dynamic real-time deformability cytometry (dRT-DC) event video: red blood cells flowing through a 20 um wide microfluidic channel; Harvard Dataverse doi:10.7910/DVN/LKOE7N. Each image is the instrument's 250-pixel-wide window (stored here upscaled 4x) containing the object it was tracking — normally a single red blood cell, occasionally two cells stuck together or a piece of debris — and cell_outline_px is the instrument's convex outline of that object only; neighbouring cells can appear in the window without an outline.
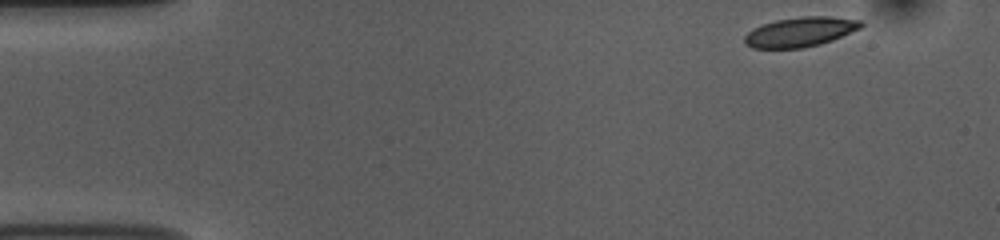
{"species": "common noctule bat (a hibernating species)", "species_latin": "Nyctalus noctula", "temperature_condition": "room temperature", "stored_images_in_passage": 49, "camera_frame_rate_fps": 3000, "um_per_image_px": 0.085, "animal": {"sex": "female", "body_mass_g": 10.0, "forearm_length_mm": 53.1}, "frame": {"image": 1, "passage_image": 1, "time_ms": 0.0, "image_size_px": [1000, 240], "cell_outline_px": [[864, 24], [860, 28], [832, 40], [820, 44], [804, 48], [752, 48], [744, 44], [744, 36], [752, 28], [776, 20], [800, 16], [832, 16], [864, 20]], "centroid_in_image_um": [68.03, 2.7], "position_along_channel_um": 17.0, "area_um2": 20.29}}
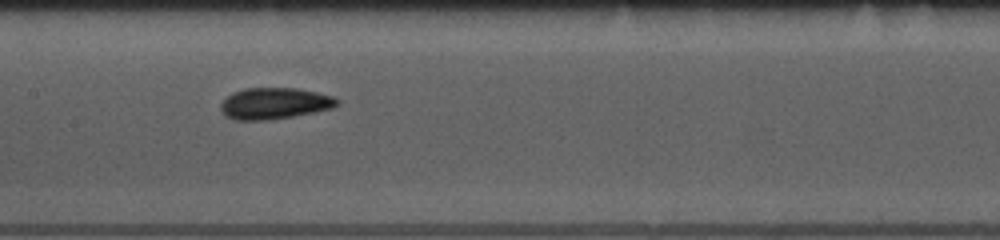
{"frame": {"image": 2, "passage_image": 22, "time_ms": 7.0, "image_size_px": [1000, 240], "cell_outline_px": [[340, 104], [332, 108], [316, 112], [268, 120], [236, 120], [224, 116], [220, 112], [220, 104], [232, 92], [244, 88], [296, 88], [316, 92], [332, 96], [340, 100]], "centroid_in_image_um": [23.32, 8.79], "position_along_channel_um": 184.1, "area_um2": 21.44}}
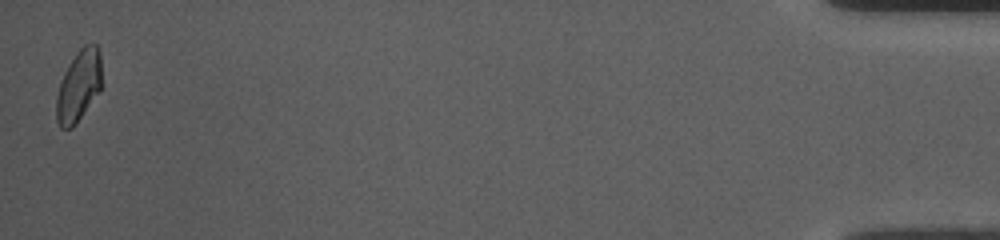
{"frame": {"image": 3, "passage_image": 49, "time_ms": 16.0, "image_size_px": [1000, 240], "cell_outline_px": [[100, 92], [76, 124], [72, 128], [60, 128], [56, 120], [56, 96], [60, 80], [68, 64], [76, 52], [84, 44], [96, 44], [100, 52]], "centroid_in_image_um": [6.67, 7.31], "position_along_channel_um": 428.5, "area_um2": 19.02}, "authors_computed_cell_mechanics": {"area_um2": 20.23, "velocity_mm_per_s": 3.7317, "shape_relaxation_time_tau1_ms": 3.4101, "shape_relaxation_time_tau2_ms": 10.1341, "deformation_change_tau1": 0.0871, "deformation_change_tau2": 0.1084}}